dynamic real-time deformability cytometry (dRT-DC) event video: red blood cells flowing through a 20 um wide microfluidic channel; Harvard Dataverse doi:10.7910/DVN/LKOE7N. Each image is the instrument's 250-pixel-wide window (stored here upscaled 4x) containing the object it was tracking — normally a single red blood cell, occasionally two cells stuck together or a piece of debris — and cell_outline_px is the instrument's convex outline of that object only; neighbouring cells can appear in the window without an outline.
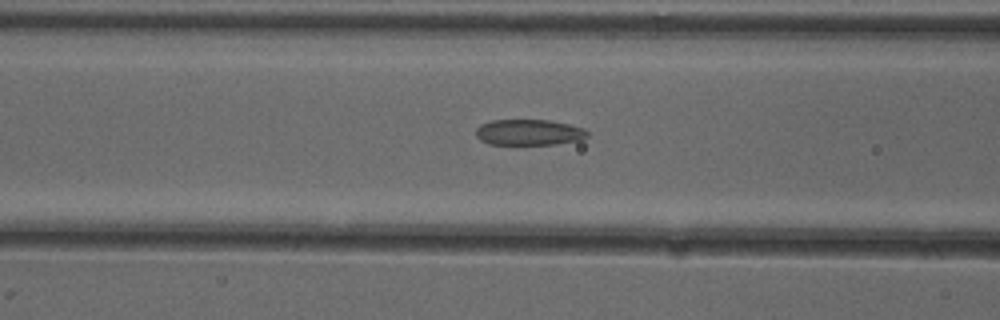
{"species": "common noctule bat (a hibernating species)", "species_latin": "Nyctalus noctula", "temperature_condition": "cold", "stored_images_in_passage": 17, "camera_frame_rate_fps": 3000, "um_per_image_px": 0.085, "animal": {"sex": "female"}, "frame": {"image": 1, "passage_image": 15, "time_ms": 4.667, "image_size_px": [1000, 320], "cell_outline_px": [[588, 136], [580, 140], [556, 144], [488, 144], [480, 140], [476, 136], [476, 128], [480, 124], [492, 120], [548, 120], [568, 124], [584, 128], [588, 132]], "centroid_in_image_um": [44.94, 11.25], "position_along_channel_um": 121.7, "area_um2": 16.82}}